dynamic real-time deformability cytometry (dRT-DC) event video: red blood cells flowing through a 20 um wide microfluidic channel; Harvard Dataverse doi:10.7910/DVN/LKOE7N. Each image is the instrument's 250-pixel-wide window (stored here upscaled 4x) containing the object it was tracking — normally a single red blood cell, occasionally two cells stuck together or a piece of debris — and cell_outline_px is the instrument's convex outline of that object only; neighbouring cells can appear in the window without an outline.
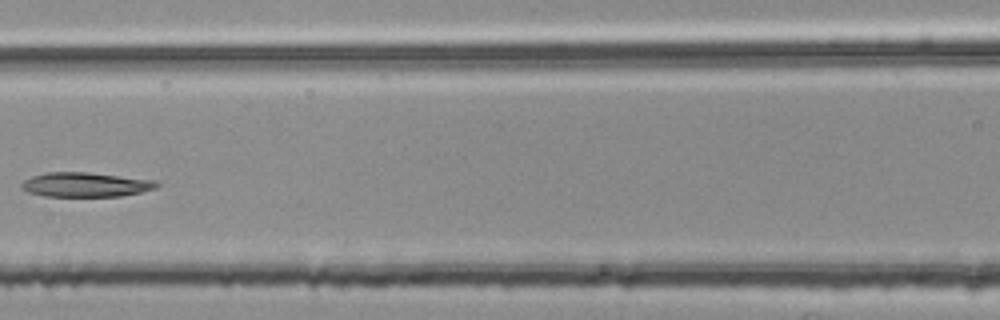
{"species": "common noctule bat (a hibernating species)", "species_latin": "Nyctalus noctula", "temperature_condition": "room temperature", "stored_images_in_passage": 6, "camera_frame_rate_fps": 3000, "um_per_image_px": 0.085, "animal": {"sex": "female", "body_mass_g": 25.1}, "frame": {"image": 1, "passage_image": 6, "time_ms": 1.667, "image_size_px": [1000, 320], "cell_outline_px": [[160, 184], [156, 188], [140, 192], [120, 196], [44, 196], [28, 192], [20, 188], [20, 184], [24, 180], [32, 176], [44, 172], [88, 172], [156, 180]], "centroid_in_image_um": [7.25, 15.69], "position_along_channel_um": 159.3, "area_um2": 19.36}}